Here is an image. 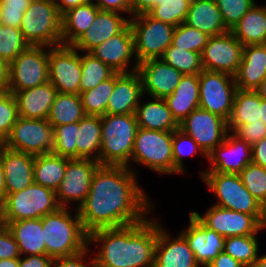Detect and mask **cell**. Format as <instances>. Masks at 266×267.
<instances>
[{
    "label": "cell",
    "instance_id": "obj_1",
    "mask_svg": "<svg viewBox=\"0 0 266 267\" xmlns=\"http://www.w3.org/2000/svg\"><path fill=\"white\" fill-rule=\"evenodd\" d=\"M132 169L112 165L96 169L86 200L78 208L88 234L97 229L132 225L150 215L155 205L140 188L136 169Z\"/></svg>",
    "mask_w": 266,
    "mask_h": 267
},
{
    "label": "cell",
    "instance_id": "obj_2",
    "mask_svg": "<svg viewBox=\"0 0 266 267\" xmlns=\"http://www.w3.org/2000/svg\"><path fill=\"white\" fill-rule=\"evenodd\" d=\"M158 220L102 228L88 234V245H97L94 267H154Z\"/></svg>",
    "mask_w": 266,
    "mask_h": 267
},
{
    "label": "cell",
    "instance_id": "obj_3",
    "mask_svg": "<svg viewBox=\"0 0 266 267\" xmlns=\"http://www.w3.org/2000/svg\"><path fill=\"white\" fill-rule=\"evenodd\" d=\"M68 210L60 207L41 218L46 255L53 260L75 255L90 246L78 210Z\"/></svg>",
    "mask_w": 266,
    "mask_h": 267
},
{
    "label": "cell",
    "instance_id": "obj_4",
    "mask_svg": "<svg viewBox=\"0 0 266 267\" xmlns=\"http://www.w3.org/2000/svg\"><path fill=\"white\" fill-rule=\"evenodd\" d=\"M138 128L135 114L102 116L100 165L132 168L129 162Z\"/></svg>",
    "mask_w": 266,
    "mask_h": 267
},
{
    "label": "cell",
    "instance_id": "obj_5",
    "mask_svg": "<svg viewBox=\"0 0 266 267\" xmlns=\"http://www.w3.org/2000/svg\"><path fill=\"white\" fill-rule=\"evenodd\" d=\"M201 178L217 197V203L213 205L253 215L266 226L264 206L244 187L239 174L204 172Z\"/></svg>",
    "mask_w": 266,
    "mask_h": 267
},
{
    "label": "cell",
    "instance_id": "obj_6",
    "mask_svg": "<svg viewBox=\"0 0 266 267\" xmlns=\"http://www.w3.org/2000/svg\"><path fill=\"white\" fill-rule=\"evenodd\" d=\"M61 21L54 0H31L20 30L31 46H57L62 44Z\"/></svg>",
    "mask_w": 266,
    "mask_h": 267
},
{
    "label": "cell",
    "instance_id": "obj_7",
    "mask_svg": "<svg viewBox=\"0 0 266 267\" xmlns=\"http://www.w3.org/2000/svg\"><path fill=\"white\" fill-rule=\"evenodd\" d=\"M173 131L138 128L131 160L163 175L174 174Z\"/></svg>",
    "mask_w": 266,
    "mask_h": 267
},
{
    "label": "cell",
    "instance_id": "obj_8",
    "mask_svg": "<svg viewBox=\"0 0 266 267\" xmlns=\"http://www.w3.org/2000/svg\"><path fill=\"white\" fill-rule=\"evenodd\" d=\"M59 208L54 190L33 183L22 191L7 194L4 222L42 218Z\"/></svg>",
    "mask_w": 266,
    "mask_h": 267
},
{
    "label": "cell",
    "instance_id": "obj_9",
    "mask_svg": "<svg viewBox=\"0 0 266 267\" xmlns=\"http://www.w3.org/2000/svg\"><path fill=\"white\" fill-rule=\"evenodd\" d=\"M134 35L135 55L138 63L159 59L172 41L175 26L157 20L148 13L130 17Z\"/></svg>",
    "mask_w": 266,
    "mask_h": 267
},
{
    "label": "cell",
    "instance_id": "obj_10",
    "mask_svg": "<svg viewBox=\"0 0 266 267\" xmlns=\"http://www.w3.org/2000/svg\"><path fill=\"white\" fill-rule=\"evenodd\" d=\"M48 81V47L30 45L9 64L5 89L14 94L16 91L31 89Z\"/></svg>",
    "mask_w": 266,
    "mask_h": 267
},
{
    "label": "cell",
    "instance_id": "obj_11",
    "mask_svg": "<svg viewBox=\"0 0 266 267\" xmlns=\"http://www.w3.org/2000/svg\"><path fill=\"white\" fill-rule=\"evenodd\" d=\"M4 146L33 156L51 153L53 127L47 119H28L18 116L9 136L4 141Z\"/></svg>",
    "mask_w": 266,
    "mask_h": 267
},
{
    "label": "cell",
    "instance_id": "obj_12",
    "mask_svg": "<svg viewBox=\"0 0 266 267\" xmlns=\"http://www.w3.org/2000/svg\"><path fill=\"white\" fill-rule=\"evenodd\" d=\"M198 78L199 107L228 121L237 90L235 77L227 73L203 70Z\"/></svg>",
    "mask_w": 266,
    "mask_h": 267
},
{
    "label": "cell",
    "instance_id": "obj_13",
    "mask_svg": "<svg viewBox=\"0 0 266 267\" xmlns=\"http://www.w3.org/2000/svg\"><path fill=\"white\" fill-rule=\"evenodd\" d=\"M72 45L48 47L49 82L57 92L80 94L81 58Z\"/></svg>",
    "mask_w": 266,
    "mask_h": 267
},
{
    "label": "cell",
    "instance_id": "obj_14",
    "mask_svg": "<svg viewBox=\"0 0 266 267\" xmlns=\"http://www.w3.org/2000/svg\"><path fill=\"white\" fill-rule=\"evenodd\" d=\"M100 163L93 159H68L65 174L55 191L60 207L68 208L70 203H76L78 208L85 202L93 174Z\"/></svg>",
    "mask_w": 266,
    "mask_h": 267
},
{
    "label": "cell",
    "instance_id": "obj_15",
    "mask_svg": "<svg viewBox=\"0 0 266 267\" xmlns=\"http://www.w3.org/2000/svg\"><path fill=\"white\" fill-rule=\"evenodd\" d=\"M243 48L231 31L210 36L201 52L203 70L235 76L242 61Z\"/></svg>",
    "mask_w": 266,
    "mask_h": 267
},
{
    "label": "cell",
    "instance_id": "obj_16",
    "mask_svg": "<svg viewBox=\"0 0 266 267\" xmlns=\"http://www.w3.org/2000/svg\"><path fill=\"white\" fill-rule=\"evenodd\" d=\"M179 129L193 138L206 155L221 144L229 133L224 118L200 107L179 123Z\"/></svg>",
    "mask_w": 266,
    "mask_h": 267
},
{
    "label": "cell",
    "instance_id": "obj_17",
    "mask_svg": "<svg viewBox=\"0 0 266 267\" xmlns=\"http://www.w3.org/2000/svg\"><path fill=\"white\" fill-rule=\"evenodd\" d=\"M192 213L206 227L216 231L224 238L258 234L259 231L266 228L253 215L216 205L210 206L204 215H200L197 211H192Z\"/></svg>",
    "mask_w": 266,
    "mask_h": 267
},
{
    "label": "cell",
    "instance_id": "obj_18",
    "mask_svg": "<svg viewBox=\"0 0 266 267\" xmlns=\"http://www.w3.org/2000/svg\"><path fill=\"white\" fill-rule=\"evenodd\" d=\"M207 160L210 167L202 170L200 176L204 172L239 174L252 163V147L229 132L224 141L207 154Z\"/></svg>",
    "mask_w": 266,
    "mask_h": 267
},
{
    "label": "cell",
    "instance_id": "obj_19",
    "mask_svg": "<svg viewBox=\"0 0 266 267\" xmlns=\"http://www.w3.org/2000/svg\"><path fill=\"white\" fill-rule=\"evenodd\" d=\"M89 53L115 72L129 73L136 71L139 66L135 55L134 35L129 24L119 34L93 48ZM134 56V67L130 70L128 66Z\"/></svg>",
    "mask_w": 266,
    "mask_h": 267
},
{
    "label": "cell",
    "instance_id": "obj_20",
    "mask_svg": "<svg viewBox=\"0 0 266 267\" xmlns=\"http://www.w3.org/2000/svg\"><path fill=\"white\" fill-rule=\"evenodd\" d=\"M189 226L180 233L194 253L196 262L203 267L224 252L225 238L206 227L192 212H189Z\"/></svg>",
    "mask_w": 266,
    "mask_h": 267
},
{
    "label": "cell",
    "instance_id": "obj_21",
    "mask_svg": "<svg viewBox=\"0 0 266 267\" xmlns=\"http://www.w3.org/2000/svg\"><path fill=\"white\" fill-rule=\"evenodd\" d=\"M137 71L142 79L143 92L150 98H165L172 94L183 75L161 58L139 63Z\"/></svg>",
    "mask_w": 266,
    "mask_h": 267
},
{
    "label": "cell",
    "instance_id": "obj_22",
    "mask_svg": "<svg viewBox=\"0 0 266 267\" xmlns=\"http://www.w3.org/2000/svg\"><path fill=\"white\" fill-rule=\"evenodd\" d=\"M158 221L154 267H200L186 239L179 233L172 239Z\"/></svg>",
    "mask_w": 266,
    "mask_h": 267
},
{
    "label": "cell",
    "instance_id": "obj_23",
    "mask_svg": "<svg viewBox=\"0 0 266 267\" xmlns=\"http://www.w3.org/2000/svg\"><path fill=\"white\" fill-rule=\"evenodd\" d=\"M144 95L139 72L115 73V88L109 98L106 115L134 114Z\"/></svg>",
    "mask_w": 266,
    "mask_h": 267
},
{
    "label": "cell",
    "instance_id": "obj_24",
    "mask_svg": "<svg viewBox=\"0 0 266 267\" xmlns=\"http://www.w3.org/2000/svg\"><path fill=\"white\" fill-rule=\"evenodd\" d=\"M130 18H125L121 13L100 10L90 28L72 46L84 52L102 44L116 34H119L128 24Z\"/></svg>",
    "mask_w": 266,
    "mask_h": 267
},
{
    "label": "cell",
    "instance_id": "obj_25",
    "mask_svg": "<svg viewBox=\"0 0 266 267\" xmlns=\"http://www.w3.org/2000/svg\"><path fill=\"white\" fill-rule=\"evenodd\" d=\"M7 194L22 191L34 183L35 156L3 146L1 148Z\"/></svg>",
    "mask_w": 266,
    "mask_h": 267
},
{
    "label": "cell",
    "instance_id": "obj_26",
    "mask_svg": "<svg viewBox=\"0 0 266 267\" xmlns=\"http://www.w3.org/2000/svg\"><path fill=\"white\" fill-rule=\"evenodd\" d=\"M56 94V88L49 81L31 89L16 91L13 95L18 115L28 119H47Z\"/></svg>",
    "mask_w": 266,
    "mask_h": 267
},
{
    "label": "cell",
    "instance_id": "obj_27",
    "mask_svg": "<svg viewBox=\"0 0 266 267\" xmlns=\"http://www.w3.org/2000/svg\"><path fill=\"white\" fill-rule=\"evenodd\" d=\"M237 89L255 91L266 77V44L246 45L236 73Z\"/></svg>",
    "mask_w": 266,
    "mask_h": 267
},
{
    "label": "cell",
    "instance_id": "obj_28",
    "mask_svg": "<svg viewBox=\"0 0 266 267\" xmlns=\"http://www.w3.org/2000/svg\"><path fill=\"white\" fill-rule=\"evenodd\" d=\"M199 78L197 74L182 75L172 94L166 96L167 103L175 120L182 122L193 110L199 107Z\"/></svg>",
    "mask_w": 266,
    "mask_h": 267
},
{
    "label": "cell",
    "instance_id": "obj_29",
    "mask_svg": "<svg viewBox=\"0 0 266 267\" xmlns=\"http://www.w3.org/2000/svg\"><path fill=\"white\" fill-rule=\"evenodd\" d=\"M134 114L139 128L158 131H174L179 128V123L164 98L151 97L144 104L140 101Z\"/></svg>",
    "mask_w": 266,
    "mask_h": 267
},
{
    "label": "cell",
    "instance_id": "obj_30",
    "mask_svg": "<svg viewBox=\"0 0 266 267\" xmlns=\"http://www.w3.org/2000/svg\"><path fill=\"white\" fill-rule=\"evenodd\" d=\"M184 23L209 36L229 31L214 0H193Z\"/></svg>",
    "mask_w": 266,
    "mask_h": 267
},
{
    "label": "cell",
    "instance_id": "obj_31",
    "mask_svg": "<svg viewBox=\"0 0 266 267\" xmlns=\"http://www.w3.org/2000/svg\"><path fill=\"white\" fill-rule=\"evenodd\" d=\"M19 246L22 255H46L42 221L38 219L4 222Z\"/></svg>",
    "mask_w": 266,
    "mask_h": 267
},
{
    "label": "cell",
    "instance_id": "obj_32",
    "mask_svg": "<svg viewBox=\"0 0 266 267\" xmlns=\"http://www.w3.org/2000/svg\"><path fill=\"white\" fill-rule=\"evenodd\" d=\"M100 9L89 1L62 14L61 35L63 45H73L90 28Z\"/></svg>",
    "mask_w": 266,
    "mask_h": 267
},
{
    "label": "cell",
    "instance_id": "obj_33",
    "mask_svg": "<svg viewBox=\"0 0 266 267\" xmlns=\"http://www.w3.org/2000/svg\"><path fill=\"white\" fill-rule=\"evenodd\" d=\"M76 158L99 162L101 149V117L85 115L76 122Z\"/></svg>",
    "mask_w": 266,
    "mask_h": 267
},
{
    "label": "cell",
    "instance_id": "obj_34",
    "mask_svg": "<svg viewBox=\"0 0 266 267\" xmlns=\"http://www.w3.org/2000/svg\"><path fill=\"white\" fill-rule=\"evenodd\" d=\"M231 32L243 46L266 44V6L254 4Z\"/></svg>",
    "mask_w": 266,
    "mask_h": 267
},
{
    "label": "cell",
    "instance_id": "obj_35",
    "mask_svg": "<svg viewBox=\"0 0 266 267\" xmlns=\"http://www.w3.org/2000/svg\"><path fill=\"white\" fill-rule=\"evenodd\" d=\"M261 120V98L256 91L237 89L231 115L227 121L228 131Z\"/></svg>",
    "mask_w": 266,
    "mask_h": 267
},
{
    "label": "cell",
    "instance_id": "obj_36",
    "mask_svg": "<svg viewBox=\"0 0 266 267\" xmlns=\"http://www.w3.org/2000/svg\"><path fill=\"white\" fill-rule=\"evenodd\" d=\"M68 159L52 152L35 156L34 183L56 191L64 177Z\"/></svg>",
    "mask_w": 266,
    "mask_h": 267
},
{
    "label": "cell",
    "instance_id": "obj_37",
    "mask_svg": "<svg viewBox=\"0 0 266 267\" xmlns=\"http://www.w3.org/2000/svg\"><path fill=\"white\" fill-rule=\"evenodd\" d=\"M85 115L80 95L57 92L47 120L54 128L78 122Z\"/></svg>",
    "mask_w": 266,
    "mask_h": 267
},
{
    "label": "cell",
    "instance_id": "obj_38",
    "mask_svg": "<svg viewBox=\"0 0 266 267\" xmlns=\"http://www.w3.org/2000/svg\"><path fill=\"white\" fill-rule=\"evenodd\" d=\"M81 54L80 93L93 89L102 81L111 78L116 72L89 52Z\"/></svg>",
    "mask_w": 266,
    "mask_h": 267
},
{
    "label": "cell",
    "instance_id": "obj_39",
    "mask_svg": "<svg viewBox=\"0 0 266 267\" xmlns=\"http://www.w3.org/2000/svg\"><path fill=\"white\" fill-rule=\"evenodd\" d=\"M115 88V74L102 81L93 89L80 93L82 106L86 115L104 116L110 96Z\"/></svg>",
    "mask_w": 266,
    "mask_h": 267
},
{
    "label": "cell",
    "instance_id": "obj_40",
    "mask_svg": "<svg viewBox=\"0 0 266 267\" xmlns=\"http://www.w3.org/2000/svg\"><path fill=\"white\" fill-rule=\"evenodd\" d=\"M256 236L257 234L227 237L224 252L245 267H251L259 257V243Z\"/></svg>",
    "mask_w": 266,
    "mask_h": 267
},
{
    "label": "cell",
    "instance_id": "obj_41",
    "mask_svg": "<svg viewBox=\"0 0 266 267\" xmlns=\"http://www.w3.org/2000/svg\"><path fill=\"white\" fill-rule=\"evenodd\" d=\"M161 59L181 72L183 75H199L203 71L200 53L184 50L183 48H177L171 44L165 50Z\"/></svg>",
    "mask_w": 266,
    "mask_h": 267
},
{
    "label": "cell",
    "instance_id": "obj_42",
    "mask_svg": "<svg viewBox=\"0 0 266 267\" xmlns=\"http://www.w3.org/2000/svg\"><path fill=\"white\" fill-rule=\"evenodd\" d=\"M29 46L19 28L0 25V57L6 63L10 64Z\"/></svg>",
    "mask_w": 266,
    "mask_h": 267
},
{
    "label": "cell",
    "instance_id": "obj_43",
    "mask_svg": "<svg viewBox=\"0 0 266 267\" xmlns=\"http://www.w3.org/2000/svg\"><path fill=\"white\" fill-rule=\"evenodd\" d=\"M192 1L193 0H161V4L154 6L148 14L157 20L176 27L185 22Z\"/></svg>",
    "mask_w": 266,
    "mask_h": 267
},
{
    "label": "cell",
    "instance_id": "obj_44",
    "mask_svg": "<svg viewBox=\"0 0 266 267\" xmlns=\"http://www.w3.org/2000/svg\"><path fill=\"white\" fill-rule=\"evenodd\" d=\"M209 38L208 34L181 23L174 29L171 45L201 54Z\"/></svg>",
    "mask_w": 266,
    "mask_h": 267
},
{
    "label": "cell",
    "instance_id": "obj_45",
    "mask_svg": "<svg viewBox=\"0 0 266 267\" xmlns=\"http://www.w3.org/2000/svg\"><path fill=\"white\" fill-rule=\"evenodd\" d=\"M198 151L201 155H204V158H207V155L198 146L193 138H191L179 128L177 130H174L172 140L174 174L179 175L180 173L182 174L183 172H185V167L183 166V157L190 155L193 156Z\"/></svg>",
    "mask_w": 266,
    "mask_h": 267
},
{
    "label": "cell",
    "instance_id": "obj_46",
    "mask_svg": "<svg viewBox=\"0 0 266 267\" xmlns=\"http://www.w3.org/2000/svg\"><path fill=\"white\" fill-rule=\"evenodd\" d=\"M239 176L244 187L266 210V168L250 163Z\"/></svg>",
    "mask_w": 266,
    "mask_h": 267
},
{
    "label": "cell",
    "instance_id": "obj_47",
    "mask_svg": "<svg viewBox=\"0 0 266 267\" xmlns=\"http://www.w3.org/2000/svg\"><path fill=\"white\" fill-rule=\"evenodd\" d=\"M76 122L55 126L53 128V149L52 153L67 157L76 158Z\"/></svg>",
    "mask_w": 266,
    "mask_h": 267
},
{
    "label": "cell",
    "instance_id": "obj_48",
    "mask_svg": "<svg viewBox=\"0 0 266 267\" xmlns=\"http://www.w3.org/2000/svg\"><path fill=\"white\" fill-rule=\"evenodd\" d=\"M225 27L231 31L244 15L257 4L255 0H214Z\"/></svg>",
    "mask_w": 266,
    "mask_h": 267
},
{
    "label": "cell",
    "instance_id": "obj_49",
    "mask_svg": "<svg viewBox=\"0 0 266 267\" xmlns=\"http://www.w3.org/2000/svg\"><path fill=\"white\" fill-rule=\"evenodd\" d=\"M17 102L12 93L0 89V139L4 142L18 118Z\"/></svg>",
    "mask_w": 266,
    "mask_h": 267
},
{
    "label": "cell",
    "instance_id": "obj_50",
    "mask_svg": "<svg viewBox=\"0 0 266 267\" xmlns=\"http://www.w3.org/2000/svg\"><path fill=\"white\" fill-rule=\"evenodd\" d=\"M2 25L19 28L31 0H0Z\"/></svg>",
    "mask_w": 266,
    "mask_h": 267
},
{
    "label": "cell",
    "instance_id": "obj_51",
    "mask_svg": "<svg viewBox=\"0 0 266 267\" xmlns=\"http://www.w3.org/2000/svg\"><path fill=\"white\" fill-rule=\"evenodd\" d=\"M232 134L252 146L262 138H265L266 124L262 120H259V122L241 125Z\"/></svg>",
    "mask_w": 266,
    "mask_h": 267
},
{
    "label": "cell",
    "instance_id": "obj_52",
    "mask_svg": "<svg viewBox=\"0 0 266 267\" xmlns=\"http://www.w3.org/2000/svg\"><path fill=\"white\" fill-rule=\"evenodd\" d=\"M20 257L19 246L13 235L5 224L0 225V260Z\"/></svg>",
    "mask_w": 266,
    "mask_h": 267
},
{
    "label": "cell",
    "instance_id": "obj_53",
    "mask_svg": "<svg viewBox=\"0 0 266 267\" xmlns=\"http://www.w3.org/2000/svg\"><path fill=\"white\" fill-rule=\"evenodd\" d=\"M89 246L75 255L60 257L53 260V267H94L93 257L87 261V255L90 254ZM86 259V260H85Z\"/></svg>",
    "mask_w": 266,
    "mask_h": 267
},
{
    "label": "cell",
    "instance_id": "obj_54",
    "mask_svg": "<svg viewBox=\"0 0 266 267\" xmlns=\"http://www.w3.org/2000/svg\"><path fill=\"white\" fill-rule=\"evenodd\" d=\"M100 10L132 15L131 0H91ZM95 1V2H94Z\"/></svg>",
    "mask_w": 266,
    "mask_h": 267
},
{
    "label": "cell",
    "instance_id": "obj_55",
    "mask_svg": "<svg viewBox=\"0 0 266 267\" xmlns=\"http://www.w3.org/2000/svg\"><path fill=\"white\" fill-rule=\"evenodd\" d=\"M19 267H53V259L48 255H28L19 258Z\"/></svg>",
    "mask_w": 266,
    "mask_h": 267
},
{
    "label": "cell",
    "instance_id": "obj_56",
    "mask_svg": "<svg viewBox=\"0 0 266 267\" xmlns=\"http://www.w3.org/2000/svg\"><path fill=\"white\" fill-rule=\"evenodd\" d=\"M252 163L266 168V138H262L252 146Z\"/></svg>",
    "mask_w": 266,
    "mask_h": 267
},
{
    "label": "cell",
    "instance_id": "obj_57",
    "mask_svg": "<svg viewBox=\"0 0 266 267\" xmlns=\"http://www.w3.org/2000/svg\"><path fill=\"white\" fill-rule=\"evenodd\" d=\"M161 4V0H131L132 16L148 13L154 6Z\"/></svg>",
    "mask_w": 266,
    "mask_h": 267
},
{
    "label": "cell",
    "instance_id": "obj_58",
    "mask_svg": "<svg viewBox=\"0 0 266 267\" xmlns=\"http://www.w3.org/2000/svg\"><path fill=\"white\" fill-rule=\"evenodd\" d=\"M207 267H245L240 262L232 258L229 254L221 252Z\"/></svg>",
    "mask_w": 266,
    "mask_h": 267
},
{
    "label": "cell",
    "instance_id": "obj_59",
    "mask_svg": "<svg viewBox=\"0 0 266 267\" xmlns=\"http://www.w3.org/2000/svg\"><path fill=\"white\" fill-rule=\"evenodd\" d=\"M91 0H54L59 13L62 15L67 10L85 4Z\"/></svg>",
    "mask_w": 266,
    "mask_h": 267
},
{
    "label": "cell",
    "instance_id": "obj_60",
    "mask_svg": "<svg viewBox=\"0 0 266 267\" xmlns=\"http://www.w3.org/2000/svg\"><path fill=\"white\" fill-rule=\"evenodd\" d=\"M9 64L0 57V89H5L8 82Z\"/></svg>",
    "mask_w": 266,
    "mask_h": 267
},
{
    "label": "cell",
    "instance_id": "obj_61",
    "mask_svg": "<svg viewBox=\"0 0 266 267\" xmlns=\"http://www.w3.org/2000/svg\"><path fill=\"white\" fill-rule=\"evenodd\" d=\"M6 196H7L6 182H5L3 161H2L1 150H0V198L5 200Z\"/></svg>",
    "mask_w": 266,
    "mask_h": 267
},
{
    "label": "cell",
    "instance_id": "obj_62",
    "mask_svg": "<svg viewBox=\"0 0 266 267\" xmlns=\"http://www.w3.org/2000/svg\"><path fill=\"white\" fill-rule=\"evenodd\" d=\"M0 267H19V258L1 259Z\"/></svg>",
    "mask_w": 266,
    "mask_h": 267
},
{
    "label": "cell",
    "instance_id": "obj_63",
    "mask_svg": "<svg viewBox=\"0 0 266 267\" xmlns=\"http://www.w3.org/2000/svg\"><path fill=\"white\" fill-rule=\"evenodd\" d=\"M261 99L266 100V77L262 80L260 86L255 90Z\"/></svg>",
    "mask_w": 266,
    "mask_h": 267
},
{
    "label": "cell",
    "instance_id": "obj_64",
    "mask_svg": "<svg viewBox=\"0 0 266 267\" xmlns=\"http://www.w3.org/2000/svg\"><path fill=\"white\" fill-rule=\"evenodd\" d=\"M251 267H266V254H262L258 259L251 265Z\"/></svg>",
    "mask_w": 266,
    "mask_h": 267
},
{
    "label": "cell",
    "instance_id": "obj_65",
    "mask_svg": "<svg viewBox=\"0 0 266 267\" xmlns=\"http://www.w3.org/2000/svg\"><path fill=\"white\" fill-rule=\"evenodd\" d=\"M261 120L266 124V100L261 99Z\"/></svg>",
    "mask_w": 266,
    "mask_h": 267
},
{
    "label": "cell",
    "instance_id": "obj_66",
    "mask_svg": "<svg viewBox=\"0 0 266 267\" xmlns=\"http://www.w3.org/2000/svg\"><path fill=\"white\" fill-rule=\"evenodd\" d=\"M4 224V200L0 198V225Z\"/></svg>",
    "mask_w": 266,
    "mask_h": 267
},
{
    "label": "cell",
    "instance_id": "obj_67",
    "mask_svg": "<svg viewBox=\"0 0 266 267\" xmlns=\"http://www.w3.org/2000/svg\"><path fill=\"white\" fill-rule=\"evenodd\" d=\"M0 25H2V16H1V2H0Z\"/></svg>",
    "mask_w": 266,
    "mask_h": 267
},
{
    "label": "cell",
    "instance_id": "obj_68",
    "mask_svg": "<svg viewBox=\"0 0 266 267\" xmlns=\"http://www.w3.org/2000/svg\"><path fill=\"white\" fill-rule=\"evenodd\" d=\"M4 146V142L0 139V150Z\"/></svg>",
    "mask_w": 266,
    "mask_h": 267
}]
</instances>
